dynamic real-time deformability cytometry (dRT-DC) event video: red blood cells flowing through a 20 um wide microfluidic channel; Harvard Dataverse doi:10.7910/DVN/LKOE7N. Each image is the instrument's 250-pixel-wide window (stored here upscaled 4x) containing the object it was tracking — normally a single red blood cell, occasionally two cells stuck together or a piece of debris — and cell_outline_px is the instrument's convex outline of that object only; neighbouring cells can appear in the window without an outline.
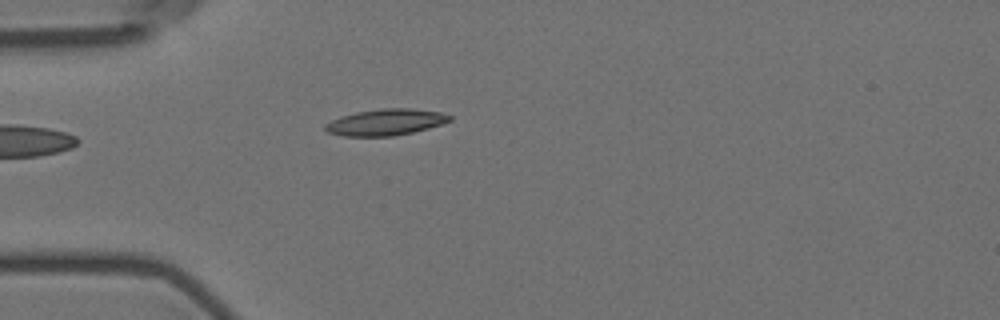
{"species": "Egyptian fruit bat (a non-hibernating species)", "species_latin": "Rousettus aegyptiacus", "temperature_condition": "room temperature", "stored_images_in_passage": 5, "camera_frame_rate_fps": 3000, "um_per_image_px": 0.085, "animal": {"sex": "female"}, "frame": {"image": 1, "passage_image": 5, "time_ms": 4.333, "image_size_px": [1000, 320], "cell_outline_px": [[452, 120], [428, 128], [412, 132], [392, 136], [344, 136], [328, 132], [324, 128], [324, 124], [340, 116], [356, 112], [380, 108], [408, 108], [444, 112], [452, 116]], "centroid_in_image_um": [32.79, 10.37], "position_along_channel_um": 52.2, "area_um2": 19.13}}